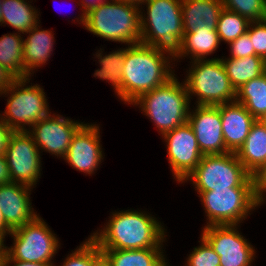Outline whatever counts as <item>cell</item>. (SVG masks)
<instances>
[{
  "label": "cell",
  "instance_id": "cell-21",
  "mask_svg": "<svg viewBox=\"0 0 266 266\" xmlns=\"http://www.w3.org/2000/svg\"><path fill=\"white\" fill-rule=\"evenodd\" d=\"M222 0H182L184 33H192L201 26L216 29Z\"/></svg>",
  "mask_w": 266,
  "mask_h": 266
},
{
  "label": "cell",
  "instance_id": "cell-33",
  "mask_svg": "<svg viewBox=\"0 0 266 266\" xmlns=\"http://www.w3.org/2000/svg\"><path fill=\"white\" fill-rule=\"evenodd\" d=\"M247 33L255 54L266 60V19L250 22Z\"/></svg>",
  "mask_w": 266,
  "mask_h": 266
},
{
  "label": "cell",
  "instance_id": "cell-11",
  "mask_svg": "<svg viewBox=\"0 0 266 266\" xmlns=\"http://www.w3.org/2000/svg\"><path fill=\"white\" fill-rule=\"evenodd\" d=\"M41 153L27 131H13L4 152L11 182L35 188L41 177Z\"/></svg>",
  "mask_w": 266,
  "mask_h": 266
},
{
  "label": "cell",
  "instance_id": "cell-14",
  "mask_svg": "<svg viewBox=\"0 0 266 266\" xmlns=\"http://www.w3.org/2000/svg\"><path fill=\"white\" fill-rule=\"evenodd\" d=\"M84 122L73 121L59 114H49L36 122L27 132L32 136L39 151L64 158L73 136Z\"/></svg>",
  "mask_w": 266,
  "mask_h": 266
},
{
  "label": "cell",
  "instance_id": "cell-10",
  "mask_svg": "<svg viewBox=\"0 0 266 266\" xmlns=\"http://www.w3.org/2000/svg\"><path fill=\"white\" fill-rule=\"evenodd\" d=\"M10 236L14 239L13 245L8 247L4 244L3 249L11 259L54 263L53 258L61 243L39 214L31 222L14 229Z\"/></svg>",
  "mask_w": 266,
  "mask_h": 266
},
{
  "label": "cell",
  "instance_id": "cell-4",
  "mask_svg": "<svg viewBox=\"0 0 266 266\" xmlns=\"http://www.w3.org/2000/svg\"><path fill=\"white\" fill-rule=\"evenodd\" d=\"M132 3L111 0L85 14L84 28L107 41L140 43L141 9Z\"/></svg>",
  "mask_w": 266,
  "mask_h": 266
},
{
  "label": "cell",
  "instance_id": "cell-38",
  "mask_svg": "<svg viewBox=\"0 0 266 266\" xmlns=\"http://www.w3.org/2000/svg\"><path fill=\"white\" fill-rule=\"evenodd\" d=\"M16 79L11 72L0 66V93L7 91Z\"/></svg>",
  "mask_w": 266,
  "mask_h": 266
},
{
  "label": "cell",
  "instance_id": "cell-26",
  "mask_svg": "<svg viewBox=\"0 0 266 266\" xmlns=\"http://www.w3.org/2000/svg\"><path fill=\"white\" fill-rule=\"evenodd\" d=\"M21 34L13 32L0 37V66L6 68L16 78H26L23 66L24 38Z\"/></svg>",
  "mask_w": 266,
  "mask_h": 266
},
{
  "label": "cell",
  "instance_id": "cell-35",
  "mask_svg": "<svg viewBox=\"0 0 266 266\" xmlns=\"http://www.w3.org/2000/svg\"><path fill=\"white\" fill-rule=\"evenodd\" d=\"M253 179L255 198L261 205H263L266 200V165L253 175Z\"/></svg>",
  "mask_w": 266,
  "mask_h": 266
},
{
  "label": "cell",
  "instance_id": "cell-2",
  "mask_svg": "<svg viewBox=\"0 0 266 266\" xmlns=\"http://www.w3.org/2000/svg\"><path fill=\"white\" fill-rule=\"evenodd\" d=\"M111 213L107 224L90 235L99 249L162 248L167 240L162 223L146 211L127 209Z\"/></svg>",
  "mask_w": 266,
  "mask_h": 266
},
{
  "label": "cell",
  "instance_id": "cell-1",
  "mask_svg": "<svg viewBox=\"0 0 266 266\" xmlns=\"http://www.w3.org/2000/svg\"><path fill=\"white\" fill-rule=\"evenodd\" d=\"M173 60V52L164 48L141 42L125 47L122 101L131 105L142 94L162 86L177 76L171 67Z\"/></svg>",
  "mask_w": 266,
  "mask_h": 266
},
{
  "label": "cell",
  "instance_id": "cell-20",
  "mask_svg": "<svg viewBox=\"0 0 266 266\" xmlns=\"http://www.w3.org/2000/svg\"><path fill=\"white\" fill-rule=\"evenodd\" d=\"M220 39L216 29L206 26L197 28L192 33H184L178 48L174 51V62L183 57H188L191 61L206 60L219 48Z\"/></svg>",
  "mask_w": 266,
  "mask_h": 266
},
{
  "label": "cell",
  "instance_id": "cell-15",
  "mask_svg": "<svg viewBox=\"0 0 266 266\" xmlns=\"http://www.w3.org/2000/svg\"><path fill=\"white\" fill-rule=\"evenodd\" d=\"M100 139L99 125L84 123L73 136L63 159L77 171L94 174L104 158Z\"/></svg>",
  "mask_w": 266,
  "mask_h": 266
},
{
  "label": "cell",
  "instance_id": "cell-5",
  "mask_svg": "<svg viewBox=\"0 0 266 266\" xmlns=\"http://www.w3.org/2000/svg\"><path fill=\"white\" fill-rule=\"evenodd\" d=\"M141 5L147 15L141 10L140 42L174 53L184 34L182 0H144Z\"/></svg>",
  "mask_w": 266,
  "mask_h": 266
},
{
  "label": "cell",
  "instance_id": "cell-42",
  "mask_svg": "<svg viewBox=\"0 0 266 266\" xmlns=\"http://www.w3.org/2000/svg\"><path fill=\"white\" fill-rule=\"evenodd\" d=\"M92 266H111L106 256L102 253L92 264Z\"/></svg>",
  "mask_w": 266,
  "mask_h": 266
},
{
  "label": "cell",
  "instance_id": "cell-36",
  "mask_svg": "<svg viewBox=\"0 0 266 266\" xmlns=\"http://www.w3.org/2000/svg\"><path fill=\"white\" fill-rule=\"evenodd\" d=\"M80 1V0H79ZM111 0H81V2H79V6L81 4V8H82V13L81 15H78L79 17L75 18L76 21L81 25H85V14H87L88 12H90L92 9L98 7L101 4L104 3H108Z\"/></svg>",
  "mask_w": 266,
  "mask_h": 266
},
{
  "label": "cell",
  "instance_id": "cell-24",
  "mask_svg": "<svg viewBox=\"0 0 266 266\" xmlns=\"http://www.w3.org/2000/svg\"><path fill=\"white\" fill-rule=\"evenodd\" d=\"M220 59L235 91L239 90L246 82L266 72V60L258 55H251L246 58L225 57Z\"/></svg>",
  "mask_w": 266,
  "mask_h": 266
},
{
  "label": "cell",
  "instance_id": "cell-22",
  "mask_svg": "<svg viewBox=\"0 0 266 266\" xmlns=\"http://www.w3.org/2000/svg\"><path fill=\"white\" fill-rule=\"evenodd\" d=\"M235 154L252 176L266 165V123L256 120Z\"/></svg>",
  "mask_w": 266,
  "mask_h": 266
},
{
  "label": "cell",
  "instance_id": "cell-25",
  "mask_svg": "<svg viewBox=\"0 0 266 266\" xmlns=\"http://www.w3.org/2000/svg\"><path fill=\"white\" fill-rule=\"evenodd\" d=\"M2 0L1 25H9L19 33H26L39 23L38 9L29 3L31 0Z\"/></svg>",
  "mask_w": 266,
  "mask_h": 266
},
{
  "label": "cell",
  "instance_id": "cell-13",
  "mask_svg": "<svg viewBox=\"0 0 266 266\" xmlns=\"http://www.w3.org/2000/svg\"><path fill=\"white\" fill-rule=\"evenodd\" d=\"M172 176L182 183L203 157L192 126L186 122L163 135Z\"/></svg>",
  "mask_w": 266,
  "mask_h": 266
},
{
  "label": "cell",
  "instance_id": "cell-17",
  "mask_svg": "<svg viewBox=\"0 0 266 266\" xmlns=\"http://www.w3.org/2000/svg\"><path fill=\"white\" fill-rule=\"evenodd\" d=\"M33 188L11 182L0 185V210L6 223L14 230L34 220L38 215L31 202Z\"/></svg>",
  "mask_w": 266,
  "mask_h": 266
},
{
  "label": "cell",
  "instance_id": "cell-23",
  "mask_svg": "<svg viewBox=\"0 0 266 266\" xmlns=\"http://www.w3.org/2000/svg\"><path fill=\"white\" fill-rule=\"evenodd\" d=\"M164 248L136 250L100 249L111 266H164L167 262Z\"/></svg>",
  "mask_w": 266,
  "mask_h": 266
},
{
  "label": "cell",
  "instance_id": "cell-31",
  "mask_svg": "<svg viewBox=\"0 0 266 266\" xmlns=\"http://www.w3.org/2000/svg\"><path fill=\"white\" fill-rule=\"evenodd\" d=\"M87 239L67 255L63 265L60 266H92L93 262L102 254V251L90 237Z\"/></svg>",
  "mask_w": 266,
  "mask_h": 266
},
{
  "label": "cell",
  "instance_id": "cell-34",
  "mask_svg": "<svg viewBox=\"0 0 266 266\" xmlns=\"http://www.w3.org/2000/svg\"><path fill=\"white\" fill-rule=\"evenodd\" d=\"M228 45L230 48L229 58H246L247 56L256 55L247 32L236 40L229 42Z\"/></svg>",
  "mask_w": 266,
  "mask_h": 266
},
{
  "label": "cell",
  "instance_id": "cell-16",
  "mask_svg": "<svg viewBox=\"0 0 266 266\" xmlns=\"http://www.w3.org/2000/svg\"><path fill=\"white\" fill-rule=\"evenodd\" d=\"M188 123L192 126L203 155L228 153L223 139L222 121L218 106L196 105L189 109Z\"/></svg>",
  "mask_w": 266,
  "mask_h": 266
},
{
  "label": "cell",
  "instance_id": "cell-12",
  "mask_svg": "<svg viewBox=\"0 0 266 266\" xmlns=\"http://www.w3.org/2000/svg\"><path fill=\"white\" fill-rule=\"evenodd\" d=\"M240 225H210L202 228L201 236L220 256V266H252L256 250L239 233Z\"/></svg>",
  "mask_w": 266,
  "mask_h": 266
},
{
  "label": "cell",
  "instance_id": "cell-9",
  "mask_svg": "<svg viewBox=\"0 0 266 266\" xmlns=\"http://www.w3.org/2000/svg\"><path fill=\"white\" fill-rule=\"evenodd\" d=\"M197 194L208 220L205 226L239 225L261 206L255 198L254 187H231Z\"/></svg>",
  "mask_w": 266,
  "mask_h": 266
},
{
  "label": "cell",
  "instance_id": "cell-45",
  "mask_svg": "<svg viewBox=\"0 0 266 266\" xmlns=\"http://www.w3.org/2000/svg\"><path fill=\"white\" fill-rule=\"evenodd\" d=\"M258 120H260L261 122L266 123V111Z\"/></svg>",
  "mask_w": 266,
  "mask_h": 266
},
{
  "label": "cell",
  "instance_id": "cell-44",
  "mask_svg": "<svg viewBox=\"0 0 266 266\" xmlns=\"http://www.w3.org/2000/svg\"><path fill=\"white\" fill-rule=\"evenodd\" d=\"M3 259H4V249L3 246L0 248V266H3Z\"/></svg>",
  "mask_w": 266,
  "mask_h": 266
},
{
  "label": "cell",
  "instance_id": "cell-7",
  "mask_svg": "<svg viewBox=\"0 0 266 266\" xmlns=\"http://www.w3.org/2000/svg\"><path fill=\"white\" fill-rule=\"evenodd\" d=\"M190 64L184 79L189 100L195 95L196 105L211 106L236 101V91L220 58L194 60Z\"/></svg>",
  "mask_w": 266,
  "mask_h": 266
},
{
  "label": "cell",
  "instance_id": "cell-27",
  "mask_svg": "<svg viewBox=\"0 0 266 266\" xmlns=\"http://www.w3.org/2000/svg\"><path fill=\"white\" fill-rule=\"evenodd\" d=\"M104 49L100 48L95 54L98 59L100 69L95 70L94 77L107 80L114 88V92L122 101V69L124 65L125 48L113 50L109 54L103 55Z\"/></svg>",
  "mask_w": 266,
  "mask_h": 266
},
{
  "label": "cell",
  "instance_id": "cell-29",
  "mask_svg": "<svg viewBox=\"0 0 266 266\" xmlns=\"http://www.w3.org/2000/svg\"><path fill=\"white\" fill-rule=\"evenodd\" d=\"M250 21L238 13L226 10L220 12L216 31L220 42L229 43L247 32Z\"/></svg>",
  "mask_w": 266,
  "mask_h": 266
},
{
  "label": "cell",
  "instance_id": "cell-43",
  "mask_svg": "<svg viewBox=\"0 0 266 266\" xmlns=\"http://www.w3.org/2000/svg\"><path fill=\"white\" fill-rule=\"evenodd\" d=\"M117 1L128 2L141 7V4L143 3L144 0H117Z\"/></svg>",
  "mask_w": 266,
  "mask_h": 266
},
{
  "label": "cell",
  "instance_id": "cell-39",
  "mask_svg": "<svg viewBox=\"0 0 266 266\" xmlns=\"http://www.w3.org/2000/svg\"><path fill=\"white\" fill-rule=\"evenodd\" d=\"M54 263H43V262H27V261H17L11 259L4 252L3 266H54Z\"/></svg>",
  "mask_w": 266,
  "mask_h": 266
},
{
  "label": "cell",
  "instance_id": "cell-28",
  "mask_svg": "<svg viewBox=\"0 0 266 266\" xmlns=\"http://www.w3.org/2000/svg\"><path fill=\"white\" fill-rule=\"evenodd\" d=\"M236 101L258 120L266 111V72L237 90Z\"/></svg>",
  "mask_w": 266,
  "mask_h": 266
},
{
  "label": "cell",
  "instance_id": "cell-6",
  "mask_svg": "<svg viewBox=\"0 0 266 266\" xmlns=\"http://www.w3.org/2000/svg\"><path fill=\"white\" fill-rule=\"evenodd\" d=\"M187 181L192 182L197 192L254 187L253 176L232 152L203 155L197 167L182 183Z\"/></svg>",
  "mask_w": 266,
  "mask_h": 266
},
{
  "label": "cell",
  "instance_id": "cell-3",
  "mask_svg": "<svg viewBox=\"0 0 266 266\" xmlns=\"http://www.w3.org/2000/svg\"><path fill=\"white\" fill-rule=\"evenodd\" d=\"M190 103L185 83L174 76L162 86L142 94L131 105L139 106L163 136L188 122Z\"/></svg>",
  "mask_w": 266,
  "mask_h": 266
},
{
  "label": "cell",
  "instance_id": "cell-40",
  "mask_svg": "<svg viewBox=\"0 0 266 266\" xmlns=\"http://www.w3.org/2000/svg\"><path fill=\"white\" fill-rule=\"evenodd\" d=\"M11 183L9 169L4 154H0V185Z\"/></svg>",
  "mask_w": 266,
  "mask_h": 266
},
{
  "label": "cell",
  "instance_id": "cell-41",
  "mask_svg": "<svg viewBox=\"0 0 266 266\" xmlns=\"http://www.w3.org/2000/svg\"><path fill=\"white\" fill-rule=\"evenodd\" d=\"M13 229L6 223L2 211L0 210V243L4 245L5 236L10 235Z\"/></svg>",
  "mask_w": 266,
  "mask_h": 266
},
{
  "label": "cell",
  "instance_id": "cell-37",
  "mask_svg": "<svg viewBox=\"0 0 266 266\" xmlns=\"http://www.w3.org/2000/svg\"><path fill=\"white\" fill-rule=\"evenodd\" d=\"M13 130L0 118V154H4Z\"/></svg>",
  "mask_w": 266,
  "mask_h": 266
},
{
  "label": "cell",
  "instance_id": "cell-32",
  "mask_svg": "<svg viewBox=\"0 0 266 266\" xmlns=\"http://www.w3.org/2000/svg\"><path fill=\"white\" fill-rule=\"evenodd\" d=\"M200 238L201 245L194 247L185 266H220V256L202 236Z\"/></svg>",
  "mask_w": 266,
  "mask_h": 266
},
{
  "label": "cell",
  "instance_id": "cell-18",
  "mask_svg": "<svg viewBox=\"0 0 266 266\" xmlns=\"http://www.w3.org/2000/svg\"><path fill=\"white\" fill-rule=\"evenodd\" d=\"M218 108L226 149L229 152L236 153L245 142L256 119L243 104L237 101L218 105Z\"/></svg>",
  "mask_w": 266,
  "mask_h": 266
},
{
  "label": "cell",
  "instance_id": "cell-30",
  "mask_svg": "<svg viewBox=\"0 0 266 266\" xmlns=\"http://www.w3.org/2000/svg\"><path fill=\"white\" fill-rule=\"evenodd\" d=\"M224 9L238 13L250 22L266 19V0H222Z\"/></svg>",
  "mask_w": 266,
  "mask_h": 266
},
{
  "label": "cell",
  "instance_id": "cell-8",
  "mask_svg": "<svg viewBox=\"0 0 266 266\" xmlns=\"http://www.w3.org/2000/svg\"><path fill=\"white\" fill-rule=\"evenodd\" d=\"M30 80V77L17 78L7 91L0 93L4 97L9 95L4 114H0V118L13 131H27L51 114L44 89L38 84L27 86Z\"/></svg>",
  "mask_w": 266,
  "mask_h": 266
},
{
  "label": "cell",
  "instance_id": "cell-19",
  "mask_svg": "<svg viewBox=\"0 0 266 266\" xmlns=\"http://www.w3.org/2000/svg\"><path fill=\"white\" fill-rule=\"evenodd\" d=\"M39 24L40 22L24 33V35L28 34L27 38L24 39L23 46V66L26 78L31 77L36 68L44 66L53 53L54 33L42 29Z\"/></svg>",
  "mask_w": 266,
  "mask_h": 266
},
{
  "label": "cell",
  "instance_id": "cell-46",
  "mask_svg": "<svg viewBox=\"0 0 266 266\" xmlns=\"http://www.w3.org/2000/svg\"><path fill=\"white\" fill-rule=\"evenodd\" d=\"M1 1H2V0H0V26H1V19H2V11H1V9H2V8H1Z\"/></svg>",
  "mask_w": 266,
  "mask_h": 266
}]
</instances>
